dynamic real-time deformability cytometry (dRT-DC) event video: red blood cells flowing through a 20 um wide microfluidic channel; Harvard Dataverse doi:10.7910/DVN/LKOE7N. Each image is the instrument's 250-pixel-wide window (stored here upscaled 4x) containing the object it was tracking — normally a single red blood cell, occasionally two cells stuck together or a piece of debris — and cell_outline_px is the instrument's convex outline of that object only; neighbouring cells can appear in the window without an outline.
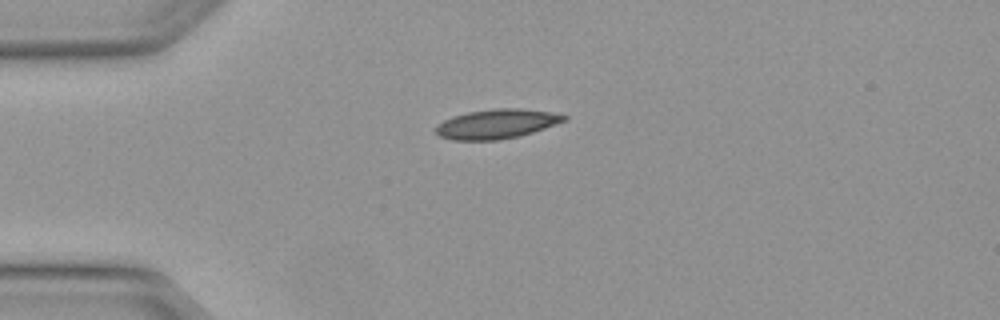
{"species": "Egyptian fruit bat (a non-hibernating species)", "species_latin": "Rousettus aegyptiacus", "temperature_condition": "warm", "stored_images_in_passage": 4, "camera_frame_rate_fps": 3000, "um_per_image_px": 0.085, "animal": {"sex": "female"}, "frame": {"image": 1, "passage_image": 1, "time_ms": 0.0, "image_size_px": [1000, 320], "cell_outline_px": [[568, 120], [520, 136], [500, 140], [452, 140], [440, 136], [432, 128], [444, 120], [452, 116], [468, 112], [496, 108], [520, 108], [552, 112], [568, 116]], "centroid_in_image_um": [42.21, 10.53], "position_along_channel_um": 42.8, "area_um2": 22.14}}
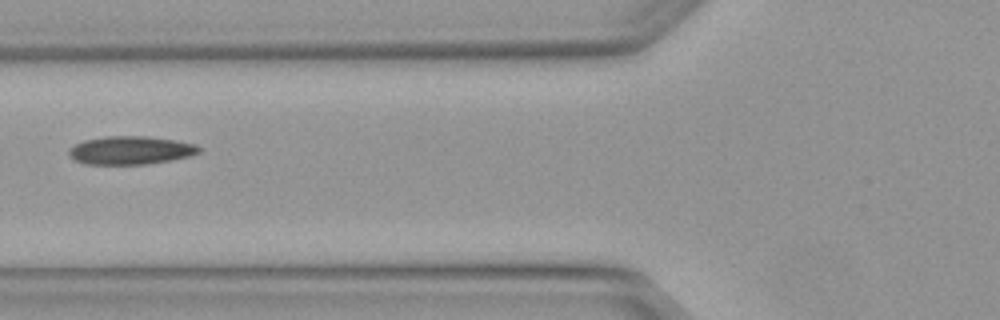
{"frame": {"image": 2, "passage_image": 3, "time_ms": 0.667, "image_size_px": [1000, 320], "cell_outline_px": [[200, 152], [188, 156], [172, 160], [144, 164], [84, 164], [76, 160], [68, 152], [68, 148], [84, 140], [104, 136], [144, 136], [176, 140], [196, 144], [200, 148]], "centroid_in_image_um": [11.1, 12.77], "position_along_channel_um": 114.7, "area_um2": 21.33}}